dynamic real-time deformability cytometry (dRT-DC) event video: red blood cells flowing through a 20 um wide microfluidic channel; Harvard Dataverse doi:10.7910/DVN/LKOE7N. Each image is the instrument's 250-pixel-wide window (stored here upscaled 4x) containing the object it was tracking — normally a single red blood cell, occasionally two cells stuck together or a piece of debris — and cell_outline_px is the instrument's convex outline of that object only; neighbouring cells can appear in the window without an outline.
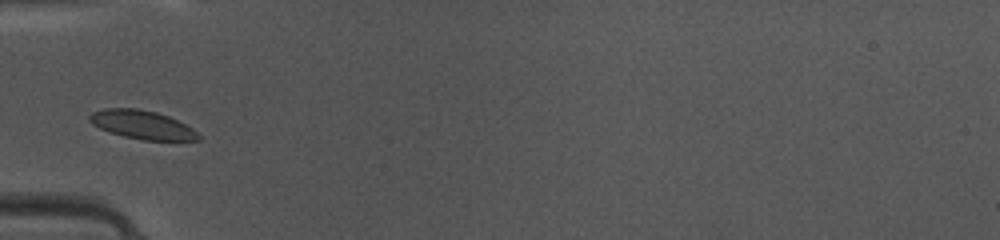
{"species": "common noctule bat (a hibernating species)", "species_latin": "Nyctalus noctula", "temperature_condition": "warm", "stored_images_in_passage": 33, "camera_frame_rate_fps": 3000, "um_per_image_px": 0.085, "animal": {"sex": "female", "body_mass_g": 10.0, "forearm_length_mm": 53.1}, "frame": {"image": 1, "passage_image": 1, "time_ms": 0.0, "image_size_px": [1000, 240], "cell_outline_px": [[200, 140], [144, 140], [124, 136], [108, 132], [92, 124], [88, 120], [88, 116], [92, 112], [104, 108], [136, 108], [156, 112], [168, 116], [192, 128], [200, 136]], "centroid_in_image_um": [12.04, 10.59], "position_along_channel_um": 73.0, "area_um2": 18.03}}
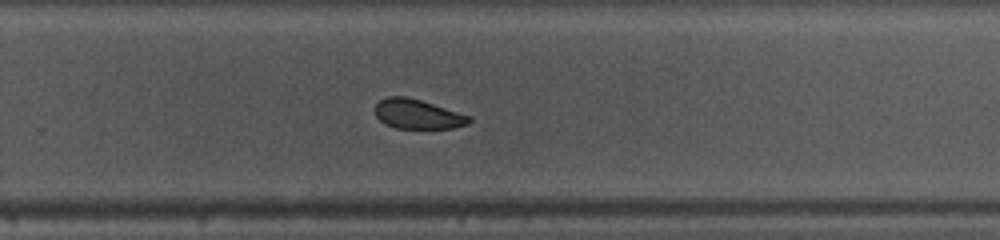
{"frame": {"image": 2, "passage_image": 17, "time_ms": 5.333, "image_size_px": [1000, 240], "cell_outline_px": [[472, 120], [468, 124], [452, 128], [396, 128], [384, 124], [376, 116], [376, 104], [380, 100], [388, 96], [404, 96], [420, 100], [472, 116]], "centroid_in_image_um": [35.51, 9.7], "position_along_channel_um": 294.3, "area_um2": 16.13}}
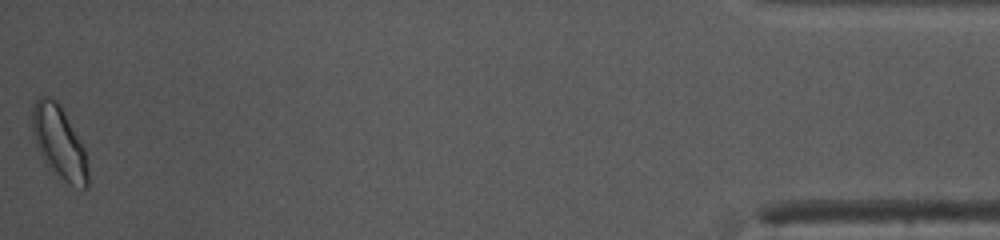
{"frame": {"image": 3, "passage_image": 33, "time_ms": 10.667, "image_size_px": [1000, 240], "cell_outline_px": [[88, 188], [84, 188], [72, 184], [64, 180], [48, 168], [36, 144], [32, 132], [32, 108], [36, 100], [40, 96], [52, 96], [60, 104], [80, 140], [84, 148], [88, 168]], "centroid_in_image_um": [5.02, 12.07], "position_along_channel_um": 430.2, "area_um2": 23.41}, "authors_computed_cell_mechanics": {"area_um2": 17.8602, "velocity_mm_per_s": 4.1403, "shape_relaxation_time_tau1_ms": 2.683, "shape_relaxation_time_tau2_ms": 3.3955, "deformation_change_tau1": 0.0671, "deformation_change_tau2": 0.0808}}